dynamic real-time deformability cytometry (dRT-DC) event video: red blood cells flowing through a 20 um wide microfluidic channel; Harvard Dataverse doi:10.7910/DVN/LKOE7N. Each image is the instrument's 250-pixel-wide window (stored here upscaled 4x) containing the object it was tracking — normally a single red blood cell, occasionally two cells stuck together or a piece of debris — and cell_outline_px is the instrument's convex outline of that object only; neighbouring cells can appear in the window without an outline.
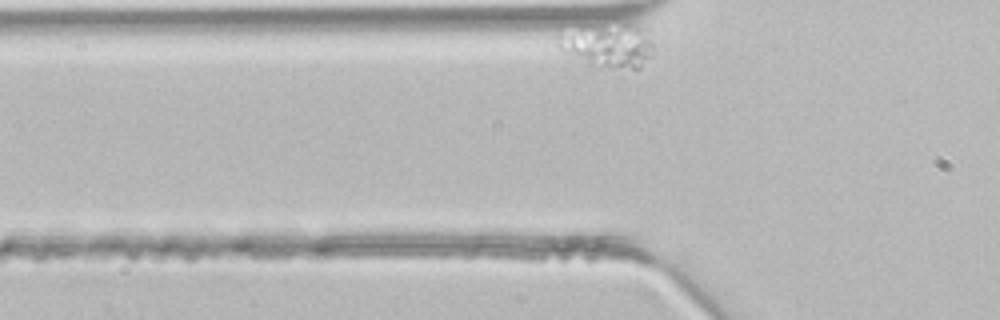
{"species": "common noctule bat (a hibernating species)", "species_latin": "Nyctalus noctula", "temperature_condition": "room temperature", "stored_images_in_passage": 6, "camera_frame_rate_fps": 3000, "um_per_image_px": 0.085, "animal": {"sex": "male", "body_mass_g": 21.5, "forearm_length_mm": 52.0}, "frame": {"image": 1, "passage_image": 2, "time_ms": 0.333, "image_size_px": [1000, 320], "cell_outline_px": [[656, 44], [652, 56], [640, 68], [592, 68], [564, 52], [556, 44], [556, 36], [560, 32], [628, 20], [636, 24]], "centroid_in_image_um": [51.71, 3.86], "position_along_channel_um": 74.1, "area_um2": 25.37}}
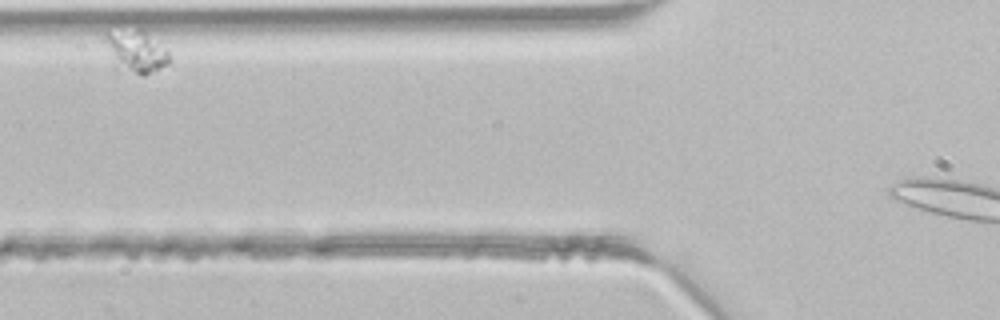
{"frame": {"image": 2, "passage_image": 3, "time_ms": 0.667, "image_size_px": [1000, 320], "cell_outline_px": [[172, 64], [144, 76], [136, 72], [120, 60], [112, 52], [104, 40], [104, 32], [140, 24], [168, 52], [172, 60]], "centroid_in_image_um": [11.71, 4.2], "position_along_channel_um": 114.1, "area_um2": 15.37}}
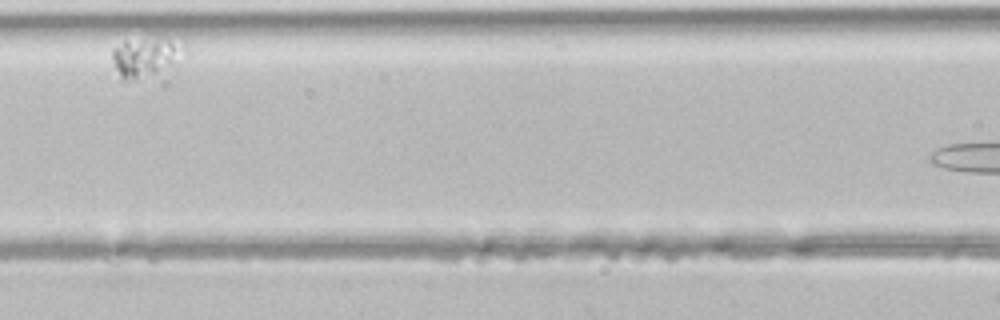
{"frame": {"image": 3, "passage_image": 4, "time_ms": 1.0, "image_size_px": [1000, 320], "cell_outline_px": [[188, 52], [172, 64], [136, 80], [124, 80], [120, 76], [112, 60], [112, 48], [124, 40], [184, 40]], "centroid_in_image_um": [12.39, 4.81], "position_along_channel_um": 154.2, "area_um2": 16.07}}